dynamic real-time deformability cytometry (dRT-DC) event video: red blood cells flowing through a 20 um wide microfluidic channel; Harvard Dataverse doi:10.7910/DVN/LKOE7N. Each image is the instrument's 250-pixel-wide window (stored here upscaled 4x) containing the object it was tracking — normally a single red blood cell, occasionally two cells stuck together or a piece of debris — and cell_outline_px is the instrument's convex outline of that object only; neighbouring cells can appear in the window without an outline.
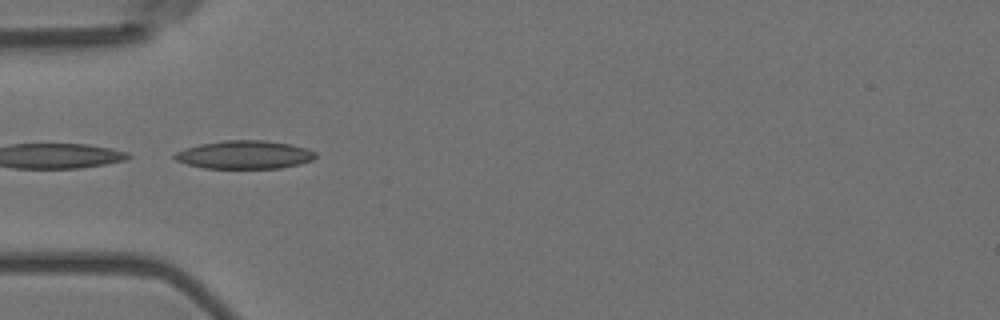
{"species": "Egyptian fruit bat (a non-hibernating species)", "species_latin": "Rousettus aegyptiacus", "temperature_condition": "room temperature", "stored_images_in_passage": 15, "camera_frame_rate_fps": 3000, "um_per_image_px": 0.085, "animal": {"sex": "female"}, "frame": {"image": 1, "passage_image": 5, "time_ms": 1.333, "image_size_px": [1000, 320], "cell_outline_px": [[316, 156], [312, 160], [300, 164], [280, 168], [204, 168], [188, 164], [176, 160], [172, 156], [176, 152], [184, 148], [200, 144], [224, 140], [264, 140], [288, 144], [304, 148], [316, 152]], "centroid_in_image_um": [20.76, 13.15], "position_along_channel_um": 64.2, "area_um2": 23.06}}
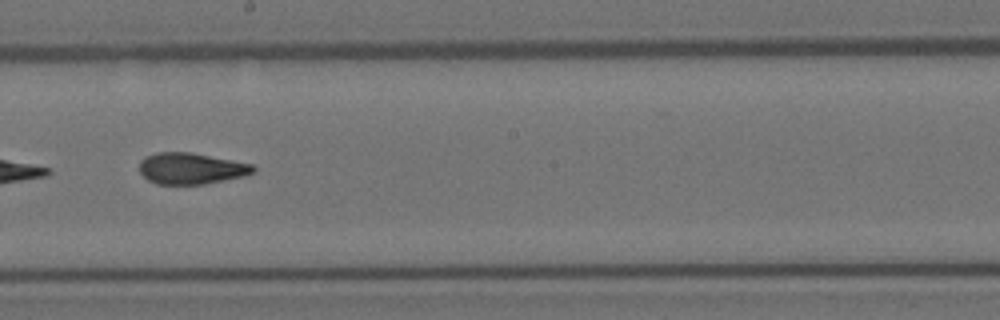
{"frame": {"image": 2, "passage_image": 9, "time_ms": 2.667, "image_size_px": [1000, 320], "cell_outline_px": [[256, 168], [252, 172], [244, 176], [204, 184], [156, 184], [148, 180], [140, 172], [140, 160], [144, 156], [156, 152], [192, 152], [252, 164]], "centroid_in_image_um": [16.21, 14.31], "position_along_channel_um": 232.0, "area_um2": 20.75}}
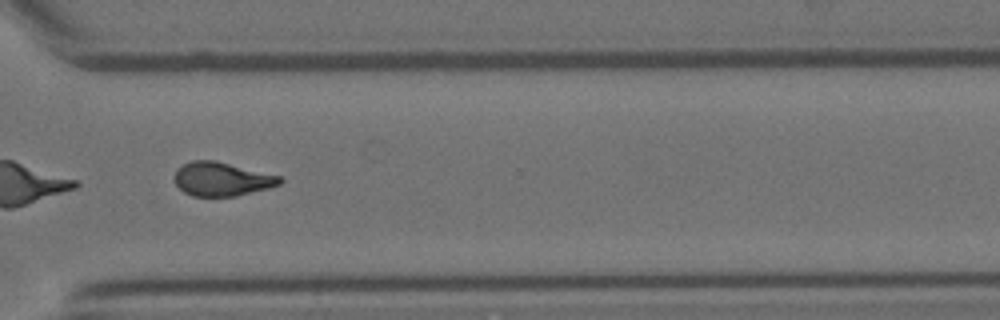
{"frame": {"image": 3, "passage_image": 12, "time_ms": 3.667, "image_size_px": [1000, 320], "cell_outline_px": [[284, 180], [280, 184], [268, 188], [236, 196], [192, 196], [184, 192], [176, 184], [176, 168], [192, 160], [216, 160], [280, 176]], "centroid_in_image_um": [18.86, 15.21], "position_along_channel_um": 351.7, "area_um2": 20.63}}